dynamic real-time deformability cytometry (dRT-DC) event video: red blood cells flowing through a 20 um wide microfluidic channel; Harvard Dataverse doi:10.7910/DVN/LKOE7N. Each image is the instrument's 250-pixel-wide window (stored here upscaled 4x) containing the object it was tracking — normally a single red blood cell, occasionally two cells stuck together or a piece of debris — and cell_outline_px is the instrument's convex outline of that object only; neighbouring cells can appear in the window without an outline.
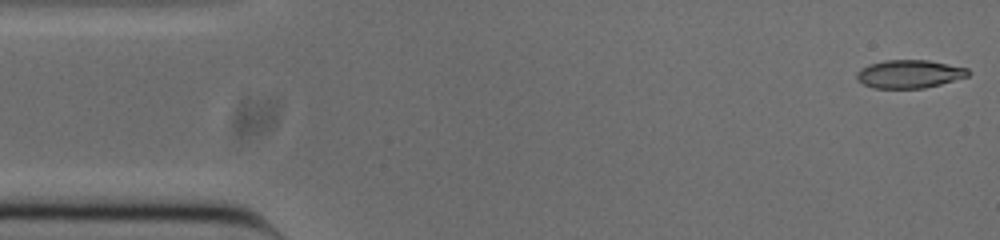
{"species": "common noctule bat (a hibernating species)", "species_latin": "Nyctalus noctula", "temperature_condition": "cold", "stored_images_in_passage": 51, "camera_frame_rate_fps": 3000, "um_per_image_px": 0.085, "animal": {"sex": "male", "body_mass_g": 20.0, "forearm_length_mm": 53.3}, "frame": {"image": 1, "passage_image": 1, "time_ms": 0.0, "image_size_px": [1000, 240], "cell_outline_px": [[972, 72], [968, 76], [940, 84], [924, 88], [872, 88], [864, 84], [856, 76], [856, 72], [872, 64], [888, 60], [928, 60], [968, 68]], "centroid_in_image_um": [77.35, 6.29], "position_along_channel_um": 7.7, "area_um2": 18.03}}
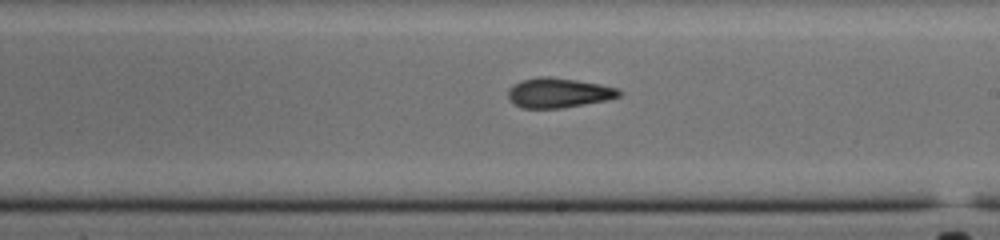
{"frame": {"image": 2, "passage_image": 28, "time_ms": 9.0, "image_size_px": [1000, 240], "cell_outline_px": [[620, 96], [608, 100], [560, 108], [520, 108], [508, 96], [508, 88], [520, 80], [540, 76], [548, 76], [576, 80], [600, 84], [616, 88], [620, 92]], "centroid_in_image_um": [47.45, 7.88], "position_along_channel_um": 241.5, "area_um2": 19.13}}
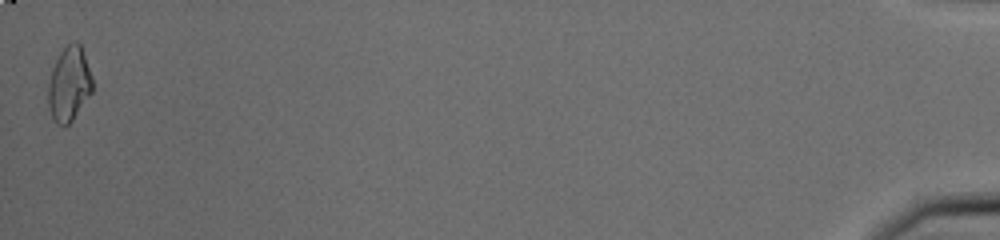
{"frame": {"image": 3, "passage_image": 51, "time_ms": 16.667, "image_size_px": [1000, 240], "cell_outline_px": [[92, 92], [72, 120], [68, 124], [56, 124], [52, 116], [48, 104], [48, 84], [52, 68], [60, 52], [72, 40], [76, 40], [80, 44], [92, 76]], "centroid_in_image_um": [5.87, 7.12], "position_along_channel_um": 429.3, "area_um2": 19.02}, "authors_computed_cell_mechanics": {"area_um2": 18.8428, "velocity_mm_per_s": 3.8684, "shape_relaxation_time_tau1_ms": 7.99, "shape_relaxation_time_tau2_ms": 1.9969, "deformation_change_tau1": 0.2238, "deformation_change_tau2": 0.0939}}